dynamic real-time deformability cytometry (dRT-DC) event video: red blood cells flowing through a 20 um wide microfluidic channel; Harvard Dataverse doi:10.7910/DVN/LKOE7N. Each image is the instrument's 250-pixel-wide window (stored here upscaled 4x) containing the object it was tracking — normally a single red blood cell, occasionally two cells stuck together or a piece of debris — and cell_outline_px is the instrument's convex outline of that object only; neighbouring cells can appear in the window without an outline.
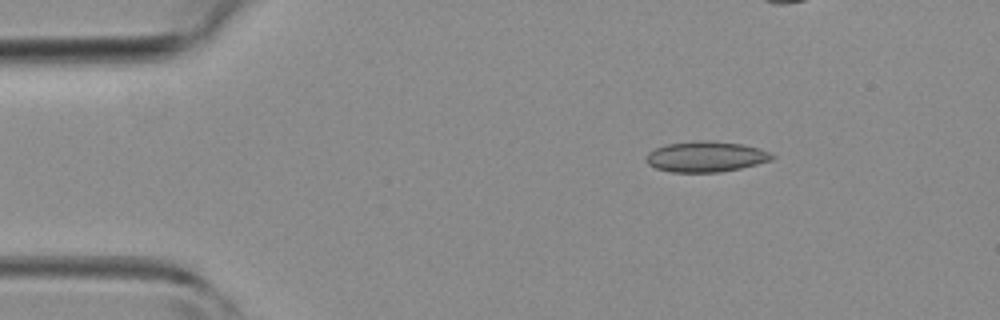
{"species": "common noctule bat (a hibernating species)", "species_latin": "Nyctalus noctula", "temperature_condition": "room temperature", "stored_images_in_passage": 41, "camera_frame_rate_fps": 3000, "um_per_image_px": 0.085, "animal": {"sex": "female", "body_mass_g": 19.3, "forearm_length_mm": 54.1}, "frame": {"image": 1, "passage_image": 1, "time_ms": 0.0, "image_size_px": [1000, 320], "cell_outline_px": [[776, 156], [772, 160], [740, 168], [720, 172], [672, 172], [656, 168], [648, 164], [648, 152], [664, 144], [696, 140], [704, 140], [740, 144], [760, 148]], "centroid_in_image_um": [60.0, 13.31], "position_along_channel_um": 25.0, "area_um2": 22.31}}
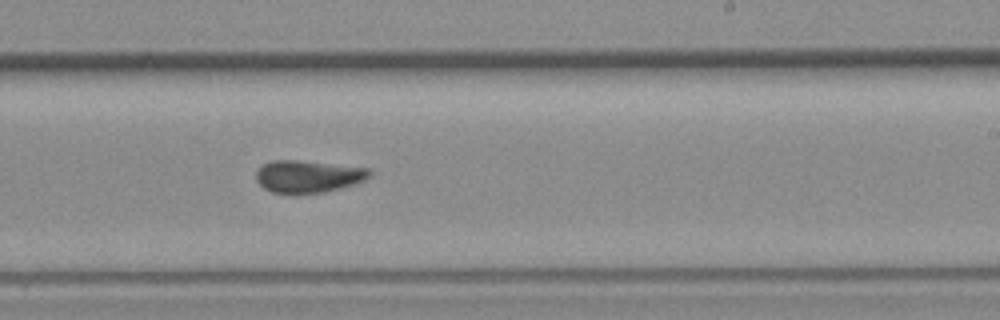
{"frame": {"image": 2, "passage_image": 22, "time_ms": 7.0, "image_size_px": [1000, 320], "cell_outline_px": [[372, 176], [364, 180], [340, 188], [324, 192], [296, 196], [292, 196], [272, 192], [264, 188], [256, 180], [256, 172], [264, 164], [272, 160], [296, 160], [372, 168]], "centroid_in_image_um": [26.19, 15.02], "position_along_channel_um": 262.8, "area_um2": 21.85}}
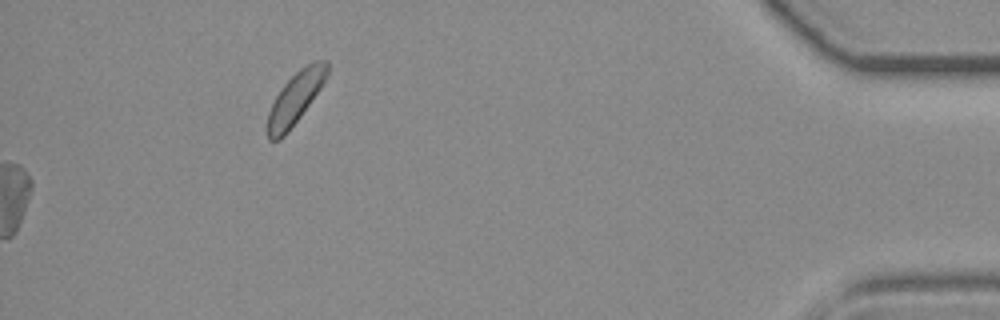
{"frame": {"image": 3, "passage_image": 41, "time_ms": 13.333, "image_size_px": [1000, 320], "cell_outline_px": [[328, 76], [320, 88], [300, 116], [288, 132], [280, 140], [268, 140], [268, 112], [280, 88], [300, 68], [316, 60], [328, 60]], "centroid_in_image_um": [25.11, 8.32], "position_along_channel_um": 410.1, "area_um2": 17.69}}